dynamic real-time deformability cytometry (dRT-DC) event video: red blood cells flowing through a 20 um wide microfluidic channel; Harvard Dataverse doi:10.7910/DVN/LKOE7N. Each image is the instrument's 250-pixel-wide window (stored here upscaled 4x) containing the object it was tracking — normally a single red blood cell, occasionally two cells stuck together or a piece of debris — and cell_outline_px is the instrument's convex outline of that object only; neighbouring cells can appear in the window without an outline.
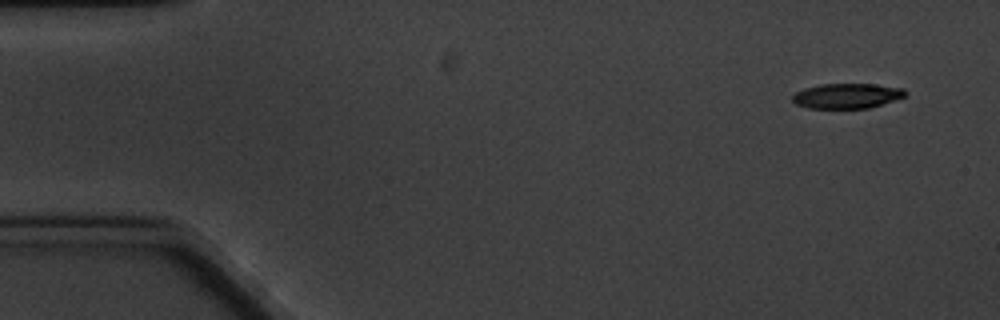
{"species": "common noctule bat (a hibernating species)", "species_latin": "Nyctalus noctula", "temperature_condition": "cold", "stored_images_in_passage": 6, "camera_frame_rate_fps": 3000, "um_per_image_px": 0.085, "animal": {"sex": "male", "body_mass_g": 20.1, "forearm_length_mm": 53.5}, "frame": {"image": 1, "passage_image": 1, "time_ms": 0.0, "image_size_px": [1000, 320], "cell_outline_px": [[908, 92], [904, 96], [868, 108], [808, 108], [796, 104], [792, 100], [792, 96], [796, 92], [804, 88], [820, 84], [876, 84], [904, 88]], "centroid_in_image_um": [71.97, 8.14], "position_along_channel_um": 13.0, "area_um2": 16.36}}
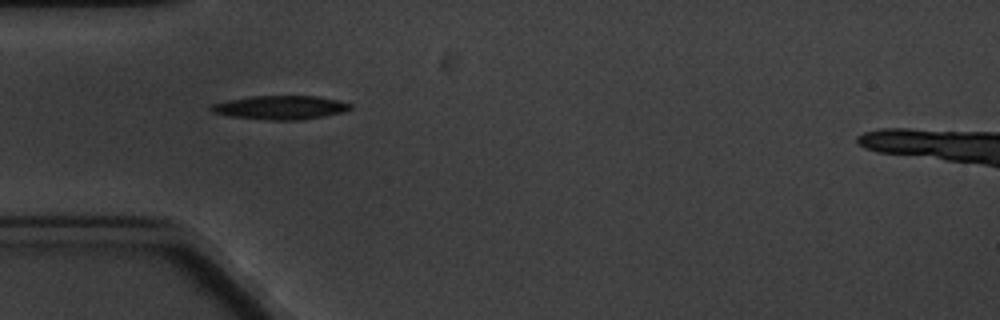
{"frame": {"image": 2, "passage_image": 5, "time_ms": 4.667, "image_size_px": [1000, 320], "cell_outline_px": [[352, 108], [340, 112], [324, 116], [304, 120], [272, 120], [232, 116], [212, 112], [208, 108], [212, 104], [228, 100], [252, 96], [316, 96], [336, 100], [352, 104]], "centroid_in_image_um": [23.82, 9.14], "position_along_channel_um": 61.2, "area_um2": 19.07}}